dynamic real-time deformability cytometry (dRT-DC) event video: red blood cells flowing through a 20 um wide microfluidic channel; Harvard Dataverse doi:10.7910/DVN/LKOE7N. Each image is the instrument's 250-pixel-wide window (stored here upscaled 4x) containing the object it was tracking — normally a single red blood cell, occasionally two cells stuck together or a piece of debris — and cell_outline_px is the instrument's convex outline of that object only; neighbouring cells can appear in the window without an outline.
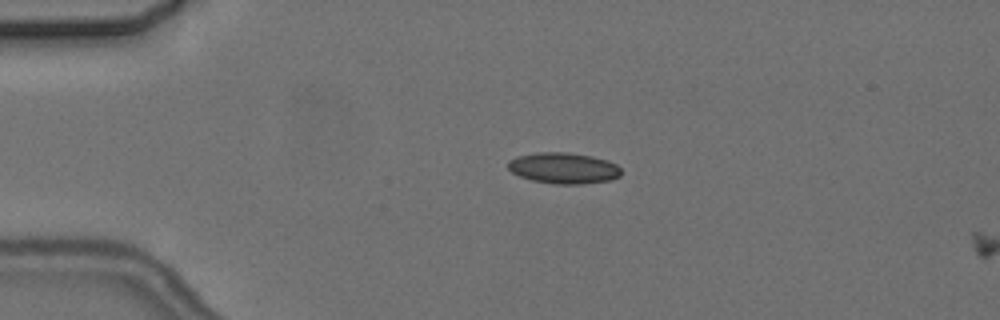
{"species": "common noctule bat (a hibernating species)", "species_latin": "Nyctalus noctula", "temperature_condition": "cold", "stored_images_in_passage": 5, "camera_frame_rate_fps": 3000, "um_per_image_px": 0.085, "animal": {"sex": "female", "body_mass_g": 24.6, "forearm_length_mm": 56.2}, "frame": {"image": 1, "passage_image": 4, "time_ms": 3.667, "image_size_px": [1000, 320], "cell_outline_px": [[620, 176], [612, 180], [580, 184], [556, 184], [532, 180], [520, 176], [512, 172], [508, 168], [508, 160], [516, 156], [536, 152], [568, 152], [592, 156], [608, 160], [616, 164], [620, 168]], "centroid_in_image_um": [47.9, 14.28], "position_along_channel_um": 37.1, "area_um2": 20.58}}